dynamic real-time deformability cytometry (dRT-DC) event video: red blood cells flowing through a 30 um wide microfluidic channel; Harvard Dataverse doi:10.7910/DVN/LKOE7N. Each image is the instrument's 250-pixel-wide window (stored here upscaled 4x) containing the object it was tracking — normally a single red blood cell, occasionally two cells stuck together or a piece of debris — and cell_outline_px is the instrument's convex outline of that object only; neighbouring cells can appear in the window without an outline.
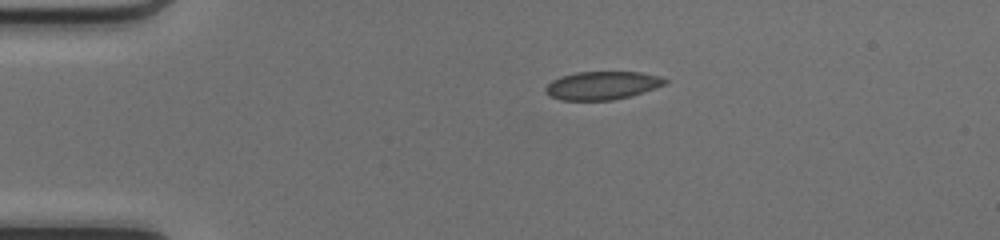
{"species": "common noctule bat (a hibernating species)", "species_latin": "Nyctalus noctula", "temperature_condition": "cold", "stored_images_in_passage": 40, "camera_frame_rate_fps": 3000, "um_per_image_px": 0.085, "animal": {"sex": "female", "body_mass_g": 17.0, "forearm_length_mm": 48.0}, "frame": {"image": 1, "passage_image": 1, "time_ms": 0.0, "image_size_px": [1000, 240], "cell_outline_px": [[668, 80], [664, 84], [632, 96], [612, 100], [560, 100], [548, 96], [544, 92], [544, 88], [552, 80], [576, 72], [640, 72], [660, 76]], "centroid_in_image_um": [51.15, 7.27], "position_along_channel_um": 33.9, "area_um2": 19.59}}
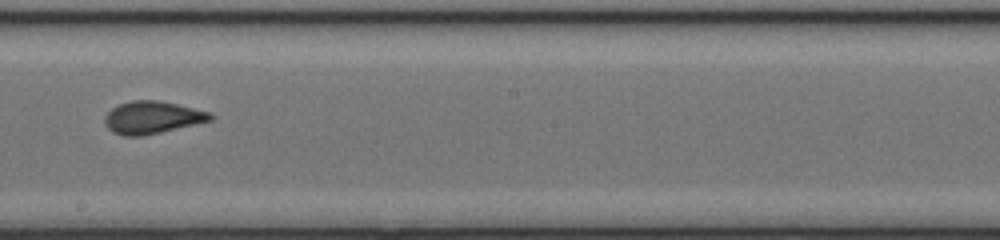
{"frame": {"image": 2, "passage_image": 19, "time_ms": 6.0, "image_size_px": [1000, 240], "cell_outline_px": [[216, 116], [212, 120], [160, 132], [140, 136], [124, 136], [112, 132], [104, 124], [104, 116], [112, 108], [120, 104], [132, 100], [160, 100], [208, 112]], "centroid_in_image_um": [12.9, 9.98], "position_along_channel_um": 235.3, "area_um2": 19.83}}
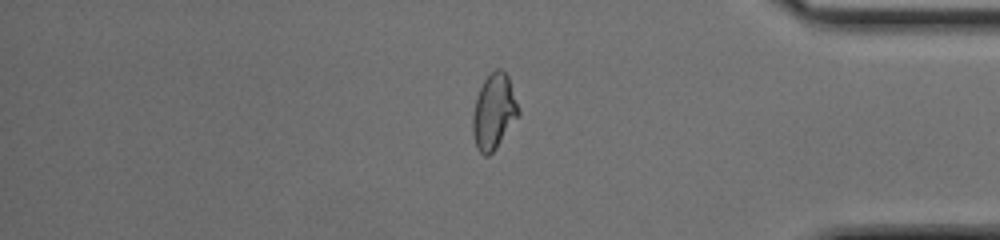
{"frame": {"image": 3, "passage_image": 32, "time_ms": 10.333, "image_size_px": [1000, 240], "cell_outline_px": [[520, 112], [496, 148], [488, 156], [484, 156], [476, 148], [472, 132], [472, 116], [476, 96], [484, 80], [496, 68], [500, 68], [508, 76]], "centroid_in_image_um": [41.95, 9.5], "position_along_channel_um": 393.3, "area_um2": 19.83}, "authors_computed_cell_mechanics": {"area_um2": 19.7965, "velocity_mm_per_s": 4.1898, "shape_relaxation_time_tau1_ms": 5.8433, "shape_relaxation_time_tau2_ms": 1.0565, "deformation_change_tau1": 0.1591, "deformation_change_tau2": 0.0558}}